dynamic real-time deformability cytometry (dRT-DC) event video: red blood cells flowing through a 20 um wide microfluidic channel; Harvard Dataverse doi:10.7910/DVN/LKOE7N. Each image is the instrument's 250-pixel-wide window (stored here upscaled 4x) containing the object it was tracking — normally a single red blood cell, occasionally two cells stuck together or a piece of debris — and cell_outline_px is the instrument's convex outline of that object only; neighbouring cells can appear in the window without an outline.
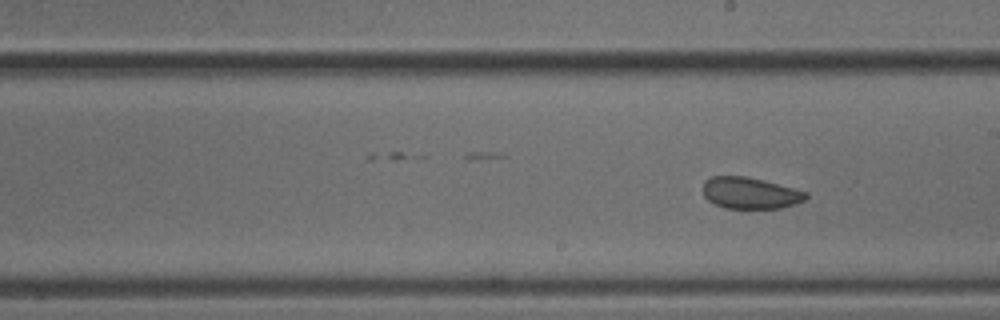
{"species": "common noctule bat (a hibernating species)", "species_latin": "Nyctalus noctula", "temperature_condition": "cold", "stored_images_in_passage": 19, "camera_frame_rate_fps": 3000, "um_per_image_px": 0.085, "animal": {"sex": "male", "body_mass_g": 18.8}, "frame": {"image": 1, "passage_image": 19, "time_ms": 6.0, "image_size_px": [1000, 320], "cell_outline_px": [[808, 196], [804, 200], [796, 204], [784, 208], [724, 208], [708, 200], [704, 196], [704, 180], [712, 176], [744, 176], [808, 192]], "centroid_in_image_um": [63.76, 16.42], "position_along_channel_um": 225.2, "area_um2": 18.67}}